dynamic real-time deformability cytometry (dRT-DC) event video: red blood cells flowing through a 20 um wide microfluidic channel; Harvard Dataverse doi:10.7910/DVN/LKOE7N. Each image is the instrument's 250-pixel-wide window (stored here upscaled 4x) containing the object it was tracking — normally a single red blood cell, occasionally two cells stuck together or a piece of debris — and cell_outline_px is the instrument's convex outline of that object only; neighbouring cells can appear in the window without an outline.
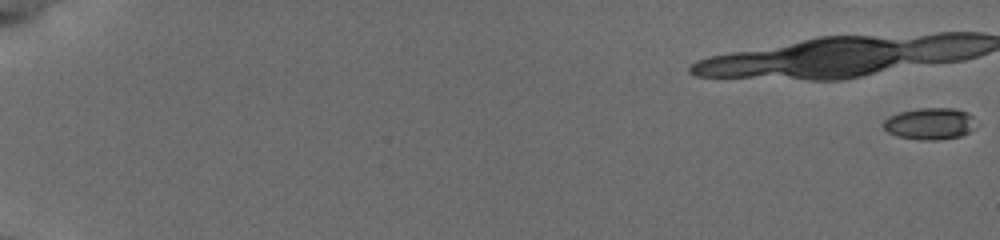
{"species": "common noctule bat (a hibernating species)", "species_latin": "Nyctalus noctula", "temperature_condition": "cold", "stored_images_in_passage": 26, "camera_frame_rate_fps": 3000, "um_per_image_px": 0.085, "animal": {"sex": "female", "body_mass_g": 19.5, "forearm_length_mm": 54.1}, "frame": {"image": 1, "passage_image": 1, "time_ms": 0.0, "image_size_px": [1000, 240], "cell_outline_px": [[972, 128], [968, 132], [960, 136], [936, 140], [920, 140], [896, 136], [888, 132], [884, 128], [884, 120], [888, 116], [900, 112], [916, 108], [956, 108], [968, 112], [972, 116]], "centroid_in_image_um": [78.99, 10.5], "position_along_channel_um": 6.0, "area_um2": 16.99}}